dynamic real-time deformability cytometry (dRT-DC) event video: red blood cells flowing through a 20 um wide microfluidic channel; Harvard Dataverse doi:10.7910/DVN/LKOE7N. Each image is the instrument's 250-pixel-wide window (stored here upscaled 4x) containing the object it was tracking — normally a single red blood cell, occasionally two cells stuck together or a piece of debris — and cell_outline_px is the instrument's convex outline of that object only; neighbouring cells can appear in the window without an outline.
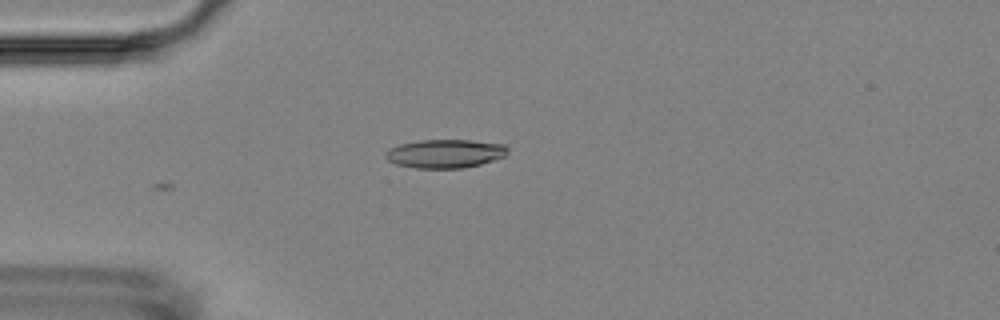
{"species": "Egyptian fruit bat (a non-hibernating species)", "species_latin": "Rousettus aegyptiacus", "temperature_condition": "room temperature", "stored_images_in_passage": 5, "camera_frame_rate_fps": 3000, "um_per_image_px": 0.085, "animal": {"sex": "female"}, "frame": {"image": 1, "passage_image": 5, "time_ms": 4.333, "image_size_px": [1000, 320], "cell_outline_px": [[508, 152], [504, 156], [480, 164], [464, 168], [416, 168], [396, 164], [388, 160], [384, 156], [388, 148], [400, 144], [420, 140], [472, 140], [504, 144], [508, 148]], "centroid_in_image_um": [37.82, 13.05], "position_along_channel_um": 47.2, "area_um2": 20.35}}